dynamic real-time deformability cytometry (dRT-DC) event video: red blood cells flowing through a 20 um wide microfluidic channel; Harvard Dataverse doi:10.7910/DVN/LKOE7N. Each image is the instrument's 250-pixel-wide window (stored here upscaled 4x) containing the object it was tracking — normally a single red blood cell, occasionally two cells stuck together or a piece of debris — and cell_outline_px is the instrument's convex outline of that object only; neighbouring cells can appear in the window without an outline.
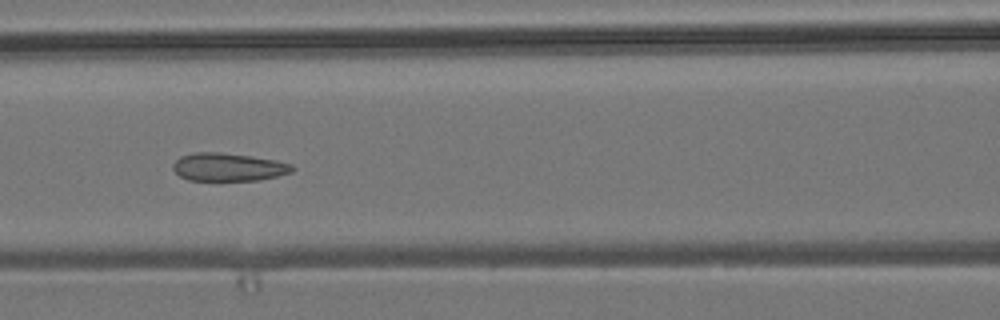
{"species": "common noctule bat (a hibernating species)", "species_latin": "Nyctalus noctula", "temperature_condition": "room temperature", "stored_images_in_passage": 9, "camera_frame_rate_fps": 3000, "um_per_image_px": 0.085, "animal": {"sex": "male", "body_mass_g": 19.2, "forearm_length_mm": 51.8}, "frame": {"image": 1, "passage_image": 7, "time_ms": 2.0, "image_size_px": [1000, 320], "cell_outline_px": [[296, 168], [292, 172], [260, 180], [188, 180], [180, 176], [172, 168], [172, 164], [180, 156], [196, 152], [220, 152], [252, 156], [276, 160], [292, 164]], "centroid_in_image_um": [19.42, 14.19], "position_along_channel_um": 147.2, "area_um2": 19.54}}
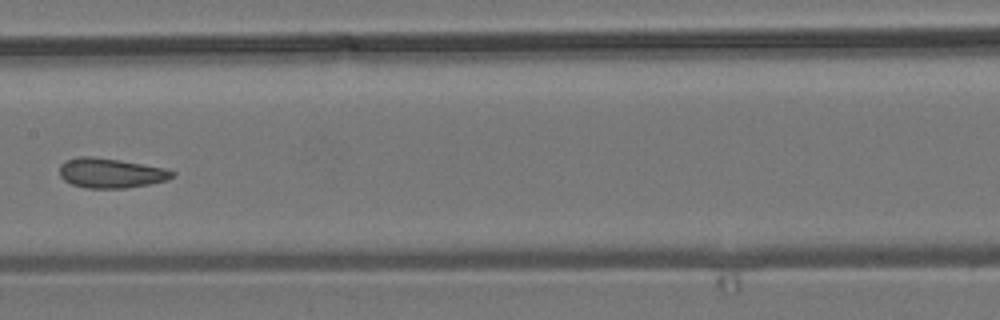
{"frame": {"image": 2, "passage_image": 8, "time_ms": 2.333, "image_size_px": [1000, 320], "cell_outline_px": [[176, 172], [168, 180], [148, 184], [124, 188], [88, 188], [72, 184], [64, 180], [60, 176], [60, 164], [64, 160], [76, 156], [92, 156], [120, 160], [164, 168]], "centroid_in_image_um": [9.38, 14.69], "position_along_channel_um": 198.0, "area_um2": 19.54}}
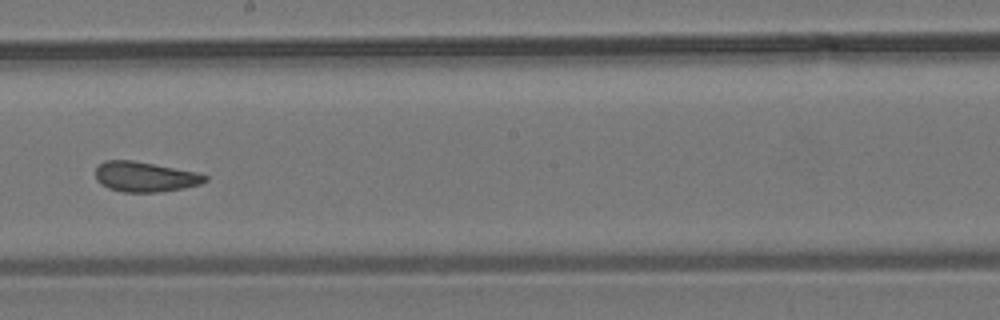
{"frame": {"image": 3, "passage_image": 9, "time_ms": 2.667, "image_size_px": [1000, 320], "cell_outline_px": [[208, 180], [200, 184], [184, 188], [160, 192], [124, 192], [108, 188], [100, 184], [96, 180], [96, 168], [104, 160], [132, 160], [196, 172], [208, 176]], "centroid_in_image_um": [12.31, 15.03], "position_along_channel_um": 235.9, "area_um2": 19.19}}